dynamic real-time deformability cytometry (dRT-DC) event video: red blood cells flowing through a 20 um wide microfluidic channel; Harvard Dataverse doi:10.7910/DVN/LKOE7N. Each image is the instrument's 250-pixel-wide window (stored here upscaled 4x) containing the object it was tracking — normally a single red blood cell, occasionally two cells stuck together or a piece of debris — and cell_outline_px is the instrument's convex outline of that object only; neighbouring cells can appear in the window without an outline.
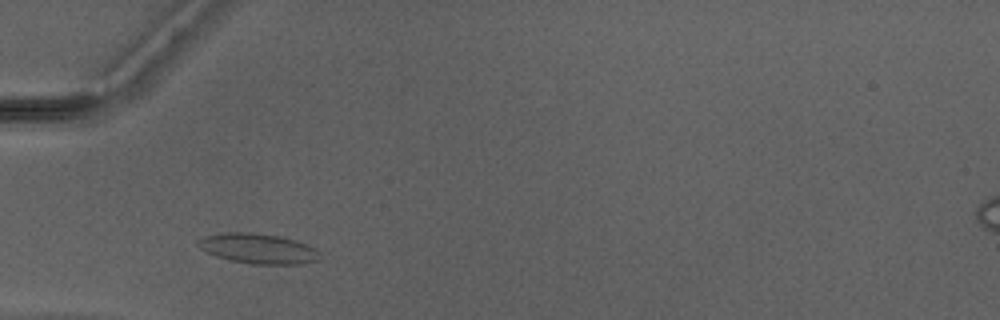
{"species": "Egyptian fruit bat (a non-hibernating species)", "species_latin": "Rousettus aegyptiacus", "temperature_condition": "warm", "stored_images_in_passage": 30, "camera_frame_rate_fps": 3000, "um_per_image_px": 0.085, "animal": {"sex": "male"}, "frame": {"image": 1, "passage_image": 5, "time_ms": 1.333, "image_size_px": [1000, 320], "cell_outline_px": [[320, 260], [296, 264], [256, 264], [232, 260], [216, 256], [204, 252], [196, 244], [196, 240], [204, 236], [224, 232], [252, 232], [280, 236], [316, 248], [320, 252]], "centroid_in_image_um": [21.9, 21.12], "position_along_channel_um": 63.1, "area_um2": 21.33}}
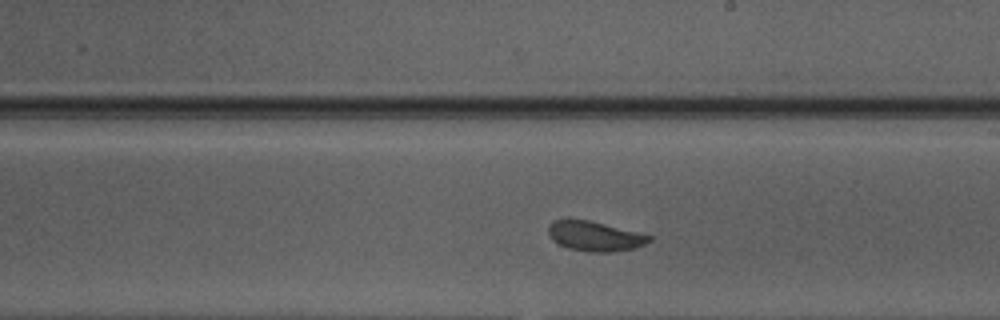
{"frame": {"image": 2, "passage_image": 18, "time_ms": 5.667, "image_size_px": [1000, 320], "cell_outline_px": [[652, 240], [636, 248], [608, 252], [588, 252], [568, 248], [560, 244], [548, 232], [548, 224], [552, 220], [588, 220], [652, 236]], "centroid_in_image_um": [50.57, 20.08], "position_along_channel_um": 238.4, "area_um2": 17.11}}
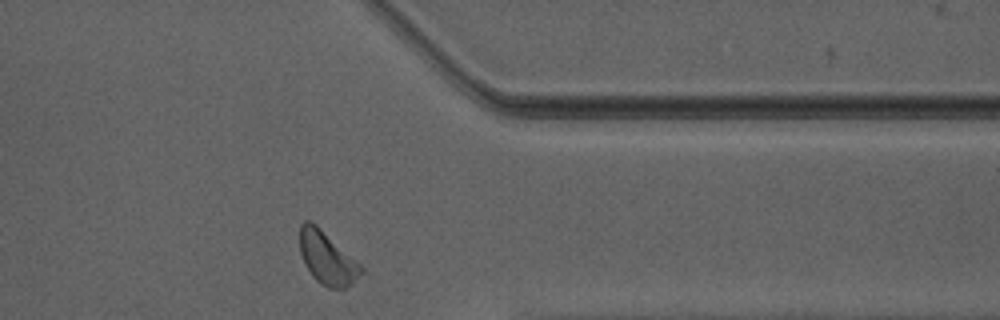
{"frame": {"image": 3, "passage_image": 29, "time_ms": 9.333, "image_size_px": [1000, 320], "cell_outline_px": [[364, 272], [352, 284], [344, 288], [328, 288], [320, 284], [312, 276], [304, 264], [300, 252], [300, 224], [304, 220], [312, 220], [360, 264], [364, 268]], "centroid_in_image_um": [27.79, 21.93], "position_along_channel_um": 383.6, "area_um2": 18.96}, "authors_computed_cell_mechanics": {"area_um2": 18.1203, "velocity_mm_per_s": 4.1508, "shape_relaxation_time_tau1_ms": 1.6216, "shape_relaxation_time_tau2_ms": 0.9826, "deformation_change_tau1": 0.1016, "deformation_change_tau2": 0.0735}}